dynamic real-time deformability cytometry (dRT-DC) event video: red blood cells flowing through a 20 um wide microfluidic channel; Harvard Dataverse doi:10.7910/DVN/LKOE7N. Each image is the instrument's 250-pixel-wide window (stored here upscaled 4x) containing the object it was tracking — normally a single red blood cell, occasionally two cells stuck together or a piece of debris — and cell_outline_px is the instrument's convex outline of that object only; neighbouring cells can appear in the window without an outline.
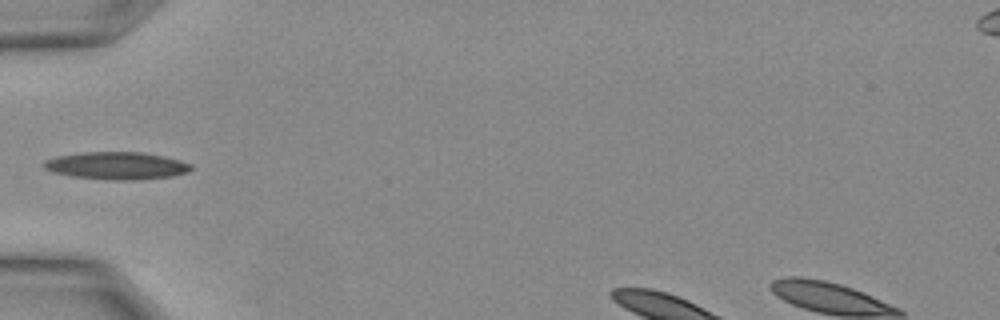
{"species": "Egyptian fruit bat (a non-hibernating species)", "species_latin": "Rousettus aegyptiacus", "temperature_condition": "warm", "stored_images_in_passage": 3, "camera_frame_rate_fps": 3000, "um_per_image_px": 0.085, "animal": {"sex": "female"}, "frame": {"image": 1, "passage_image": 2, "time_ms": 0.333, "image_size_px": [1000, 320], "cell_outline_px": [[192, 168], [188, 172], [172, 176], [136, 180], [112, 180], [72, 176], [52, 172], [44, 168], [44, 160], [56, 156], [84, 152], [144, 152], [164, 156], [180, 160], [192, 164]], "centroid_in_image_um": [9.93, 14.08], "position_along_channel_um": 75.1, "area_um2": 23.64}}